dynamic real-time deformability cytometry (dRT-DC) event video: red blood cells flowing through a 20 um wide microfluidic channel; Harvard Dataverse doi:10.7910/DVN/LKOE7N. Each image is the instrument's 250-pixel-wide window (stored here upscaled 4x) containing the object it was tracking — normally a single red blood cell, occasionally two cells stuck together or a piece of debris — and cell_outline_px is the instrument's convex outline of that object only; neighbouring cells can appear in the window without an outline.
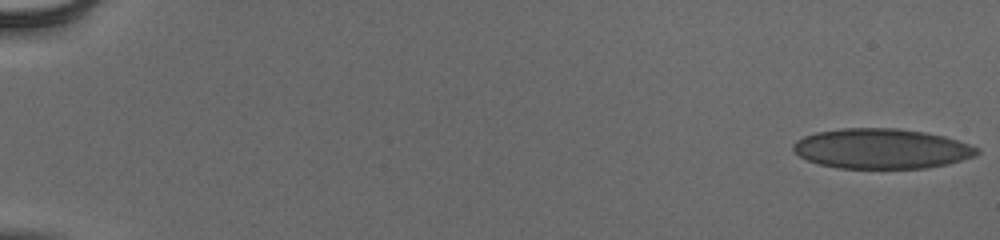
{"species": "human", "species_latin": "Homo sapiens", "temperature_condition": "cold", "stored_images_in_passage": 55, "camera_frame_rate_fps": 3000, "um_per_image_px": 0.085, "donor": {"sex": "male"}, "frame": {"image": 1, "passage_image": 1, "time_ms": 0.0, "image_size_px": [1000, 240], "cell_outline_px": [[980, 152], [976, 156], [948, 164], [928, 168], [840, 168], [820, 164], [808, 160], [800, 156], [792, 148], [792, 144], [796, 140], [804, 136], [816, 132], [840, 128], [896, 128], [924, 132], [944, 136], [980, 148]], "centroid_in_image_um": [74.94, 12.63], "position_along_channel_um": 10.1, "area_um2": 42.95}}
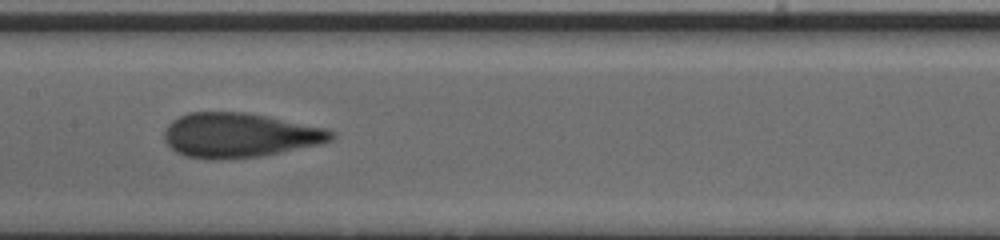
{"frame": {"image": 2, "passage_image": 30, "time_ms": 9.667, "image_size_px": [1000, 240], "cell_outline_px": [[336, 136], [332, 140], [320, 144], [260, 156], [212, 160], [184, 156], [176, 152], [164, 140], [164, 132], [168, 124], [172, 120], [188, 112], [244, 112], [328, 128]], "centroid_in_image_um": [20.34, 11.49], "position_along_channel_um": 187.1, "area_um2": 43.23}}
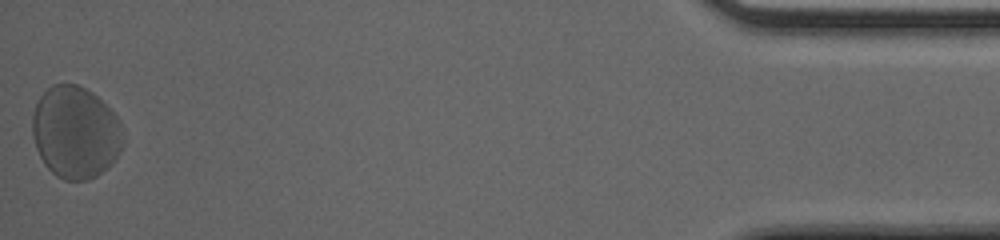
{"frame": {"image": 3, "passage_image": 55, "time_ms": 18.0, "image_size_px": [1000, 240], "cell_outline_px": [[124, 144], [120, 152], [112, 164], [96, 176], [88, 180], [64, 180], [56, 176], [44, 164], [36, 148], [32, 136], [32, 116], [36, 104], [40, 96], [52, 84], [76, 84], [92, 92], [120, 120], [124, 140]], "centroid_in_image_um": [6.41, 11.26], "position_along_channel_um": 428.8, "area_um2": 48.9}, "authors_computed_cell_mechanics": {"area_um2": 42.8876, "velocity_mm_per_s": 3.8518, "shape_relaxation_time_tau1_ms": 2.7639, "shape_relaxation_time_tau2_ms": 0.7355, "deformation_change_tau1": 0.088, "deformation_change_tau2": 0.0578}}